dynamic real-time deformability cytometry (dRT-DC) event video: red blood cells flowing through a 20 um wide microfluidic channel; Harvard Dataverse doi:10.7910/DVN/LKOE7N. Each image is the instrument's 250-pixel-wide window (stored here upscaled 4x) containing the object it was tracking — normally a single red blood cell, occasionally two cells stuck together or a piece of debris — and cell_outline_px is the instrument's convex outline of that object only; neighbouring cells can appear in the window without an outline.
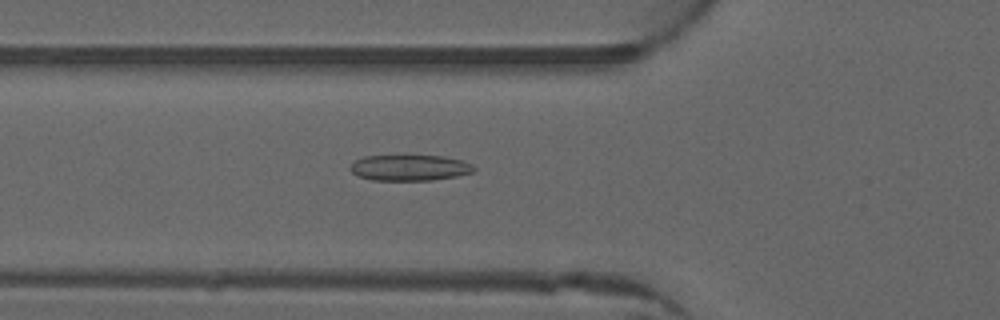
{"species": "common noctule bat (a hibernating species)", "species_latin": "Nyctalus noctula", "temperature_condition": "warm", "stored_images_in_passage": 12, "camera_frame_rate_fps": 3000, "um_per_image_px": 0.085, "animal": {"sex": "male", "forearm_length_mm": 52.5}, "frame": {"image": 1, "passage_image": 7, "time_ms": 2.0, "image_size_px": [1000, 320], "cell_outline_px": [[476, 168], [472, 172], [456, 176], [432, 180], [372, 180], [360, 176], [352, 172], [348, 168], [356, 160], [364, 156], [404, 152], [444, 156], [460, 160], [472, 164]], "centroid_in_image_um": [34.79, 14.19], "position_along_channel_um": 91.0, "area_um2": 19.59}}